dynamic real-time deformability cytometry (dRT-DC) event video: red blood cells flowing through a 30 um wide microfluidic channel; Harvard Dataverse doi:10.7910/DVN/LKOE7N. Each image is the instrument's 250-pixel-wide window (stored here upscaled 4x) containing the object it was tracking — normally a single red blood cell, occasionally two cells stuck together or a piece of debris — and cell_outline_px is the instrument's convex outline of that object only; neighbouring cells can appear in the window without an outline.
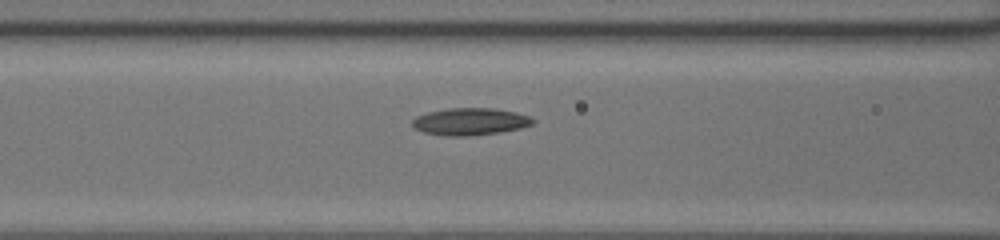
{"species": "common noctule bat (a hibernating species)", "species_latin": "Nyctalus noctula", "temperature_condition": "room temperature", "stored_images_in_passage": 34, "camera_frame_rate_fps": 3000, "um_per_image_px": 0.085, "animal": {"sex": "female", "body_mass_g": 20.0, "forearm_length_mm": 54.0}, "frame": {"image": 1, "passage_image": 12, "time_ms": 3.667, "image_size_px": [1000, 240], "cell_outline_px": [[536, 120], [532, 124], [520, 128], [500, 132], [468, 136], [444, 136], [424, 132], [412, 128], [412, 120], [416, 116], [428, 112], [448, 108], [492, 108], [516, 112], [532, 116]], "centroid_in_image_um": [39.96, 10.33], "position_along_channel_um": 126.6, "area_um2": 19.25}}
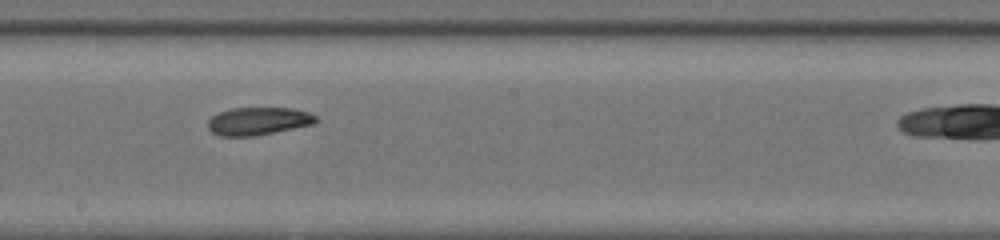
{"frame": {"image": 2, "passage_image": 19, "time_ms": 6.0, "image_size_px": [1000, 240], "cell_outline_px": [[320, 120], [312, 124], [256, 136], [220, 136], [212, 132], [208, 128], [208, 120], [212, 116], [220, 112], [232, 108], [292, 108], [308, 112], [316, 116]], "centroid_in_image_um": [21.95, 10.29], "position_along_channel_um": 226.2, "area_um2": 17.46}}
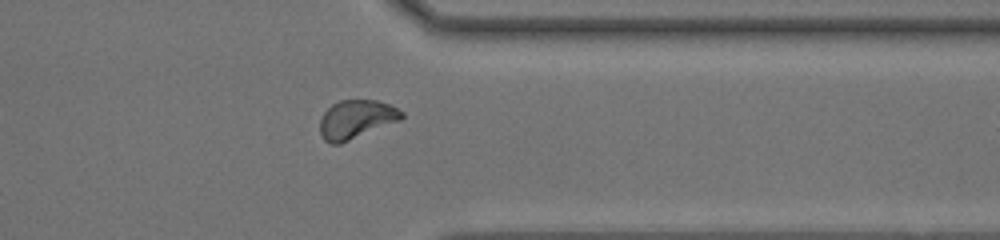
{"frame": {"image": 3, "passage_image": 30, "time_ms": 9.667, "image_size_px": [1000, 240], "cell_outline_px": [[404, 116], [400, 120], [340, 144], [332, 144], [324, 140], [320, 132], [320, 120], [324, 112], [332, 104], [340, 100], [376, 100], [388, 104], [404, 112]], "centroid_in_image_um": [30.26, 10.14], "position_along_channel_um": 381.1, "area_um2": 18.26}}